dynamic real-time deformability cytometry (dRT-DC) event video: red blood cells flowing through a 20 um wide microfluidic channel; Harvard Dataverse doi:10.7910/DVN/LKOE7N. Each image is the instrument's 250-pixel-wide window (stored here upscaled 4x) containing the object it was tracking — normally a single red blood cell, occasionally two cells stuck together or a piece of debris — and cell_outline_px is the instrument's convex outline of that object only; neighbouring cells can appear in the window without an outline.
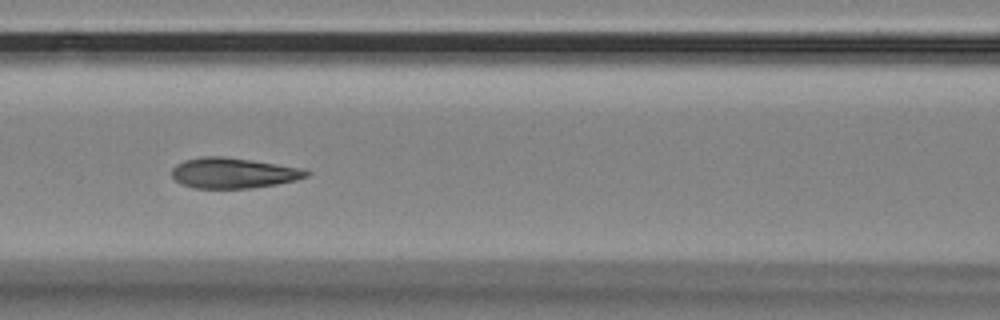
{"species": "Egyptian fruit bat (a non-hibernating species)", "species_latin": "Rousettus aegyptiacus", "temperature_condition": "room temperature", "stored_images_in_passage": 9, "camera_frame_rate_fps": 3000, "um_per_image_px": 0.085, "animal": {"sex": "female"}, "frame": {"image": 1, "passage_image": 7, "time_ms": 2.0, "image_size_px": [1000, 320], "cell_outline_px": [[312, 172], [308, 176], [296, 180], [276, 184], [252, 188], [196, 188], [184, 184], [176, 180], [172, 176], [172, 168], [176, 164], [184, 160], [204, 156], [220, 156], [276, 164], [300, 168]], "centroid_in_image_um": [19.83, 14.71], "position_along_channel_um": 146.8, "area_um2": 23.58}}
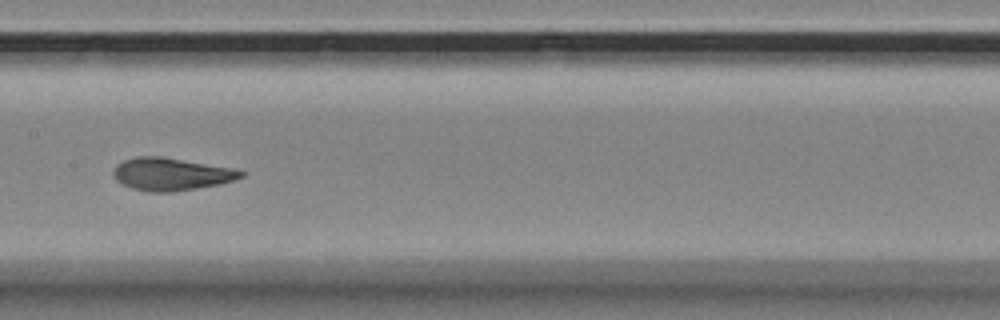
{"frame": {"image": 2, "passage_image": 8, "time_ms": 2.333, "image_size_px": [1000, 320], "cell_outline_px": [[244, 176], [236, 180], [220, 184], [172, 192], [148, 192], [132, 188], [116, 180], [112, 172], [116, 164], [124, 160], [136, 156], [160, 156], [232, 168], [244, 172]], "centroid_in_image_um": [14.53, 14.8], "position_along_channel_um": 192.9, "area_um2": 24.16}}
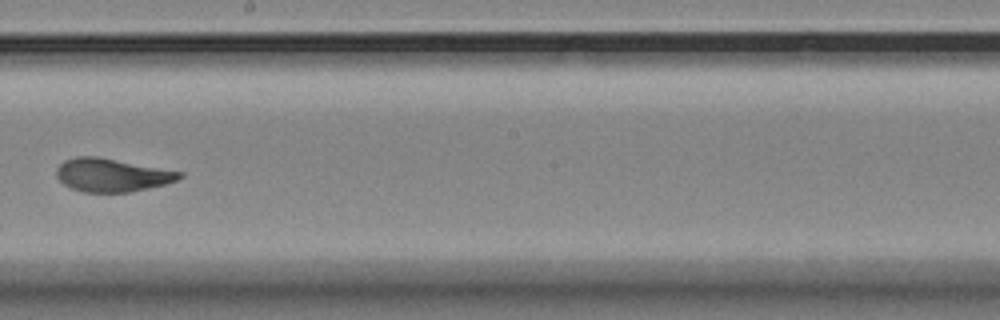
{"frame": {"image": 3, "passage_image": 9, "time_ms": 2.667, "image_size_px": [1000, 320], "cell_outline_px": [[184, 176], [176, 180], [164, 184], [128, 192], [80, 192], [64, 184], [56, 176], [56, 168], [64, 160], [76, 156], [96, 156], [184, 172]], "centroid_in_image_um": [9.48, 14.87], "position_along_channel_um": 238.7, "area_um2": 23.7}}